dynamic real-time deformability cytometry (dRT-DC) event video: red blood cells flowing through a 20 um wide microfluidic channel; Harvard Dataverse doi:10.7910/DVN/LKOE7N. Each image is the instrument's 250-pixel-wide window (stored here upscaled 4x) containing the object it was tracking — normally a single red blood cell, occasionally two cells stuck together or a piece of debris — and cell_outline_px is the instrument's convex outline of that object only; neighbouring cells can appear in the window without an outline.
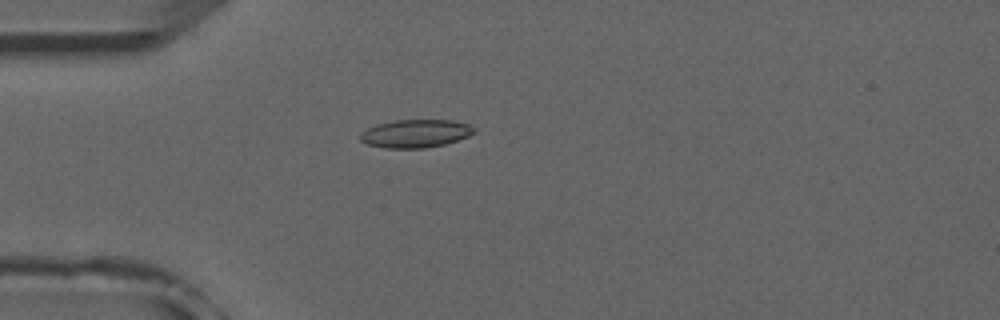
{"species": "common noctule bat (a hibernating species)", "species_latin": "Nyctalus noctula", "temperature_condition": "room temperature", "stored_images_in_passage": 6, "camera_frame_rate_fps": 3000, "um_per_image_px": 0.085, "animal": {"sex": "male", "forearm_length_mm": 52.5}, "frame": {"image": 1, "passage_image": 6, "time_ms": 6.0, "image_size_px": [1000, 320], "cell_outline_px": [[476, 132], [468, 136], [444, 144], [424, 148], [384, 148], [368, 144], [360, 140], [360, 136], [368, 128], [376, 124], [396, 120], [452, 120], [468, 124], [476, 128]], "centroid_in_image_um": [35.34, 11.34], "position_along_channel_um": 49.7, "area_um2": 18.5}}